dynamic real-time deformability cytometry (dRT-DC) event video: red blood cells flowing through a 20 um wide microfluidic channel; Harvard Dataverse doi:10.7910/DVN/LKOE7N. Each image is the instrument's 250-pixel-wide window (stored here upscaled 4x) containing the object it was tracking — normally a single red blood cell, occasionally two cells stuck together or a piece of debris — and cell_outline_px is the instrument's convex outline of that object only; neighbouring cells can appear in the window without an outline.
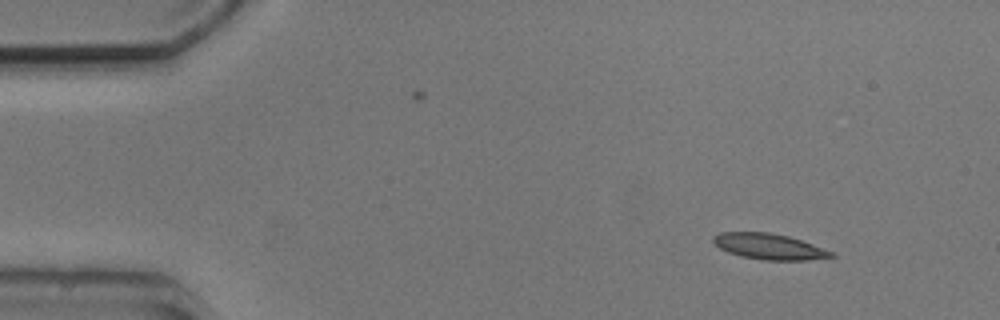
{"species": "common noctule bat (a hibernating species)", "species_latin": "Nyctalus noctula", "temperature_condition": "cold", "stored_images_in_passage": 6, "camera_frame_rate_fps": 3000, "um_per_image_px": 0.085, "animal": {"sex": "male", "body_mass_g": 20.5, "forearm_length_mm": 52.5}, "frame": {"image": 1, "passage_image": 1, "time_ms": 0.0, "image_size_px": [1000, 320], "cell_outline_px": [[836, 256], [804, 260], [764, 260], [740, 256], [728, 252], [720, 248], [712, 240], [712, 236], [720, 232], [768, 232], [788, 236], [812, 244], [832, 252]], "centroid_in_image_um": [65.33, 20.95], "position_along_channel_um": 19.7, "area_um2": 17.51}}